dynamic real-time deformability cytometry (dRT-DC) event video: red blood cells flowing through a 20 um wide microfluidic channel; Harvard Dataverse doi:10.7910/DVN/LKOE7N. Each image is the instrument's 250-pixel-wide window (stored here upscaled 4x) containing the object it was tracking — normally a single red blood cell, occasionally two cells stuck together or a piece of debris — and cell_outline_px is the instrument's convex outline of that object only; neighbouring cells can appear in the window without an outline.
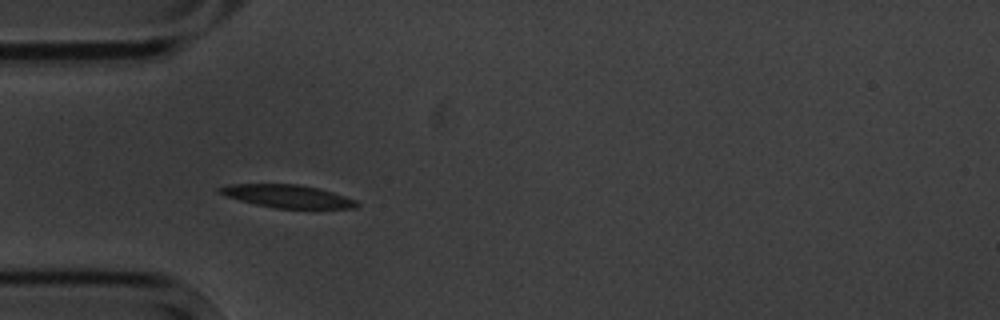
{"species": "common noctule bat (a hibernating species)", "species_latin": "Nyctalus noctula", "temperature_condition": "cold", "stored_images_in_passage": 3, "camera_frame_rate_fps": 3000, "um_per_image_px": 0.085, "animal": {"sex": "male", "body_mass_g": 20.1, "forearm_length_mm": 53.5}, "frame": {"image": 1, "passage_image": 1, "time_ms": 0.0, "image_size_px": [1000, 320], "cell_outline_px": [[360, 204], [356, 208], [276, 208], [256, 204], [224, 196], [216, 192], [216, 188], [232, 184], [296, 184], [316, 188], [332, 192], [356, 200]], "centroid_in_image_um": [24.39, 16.68], "position_along_channel_um": 60.6, "area_um2": 18.15}}
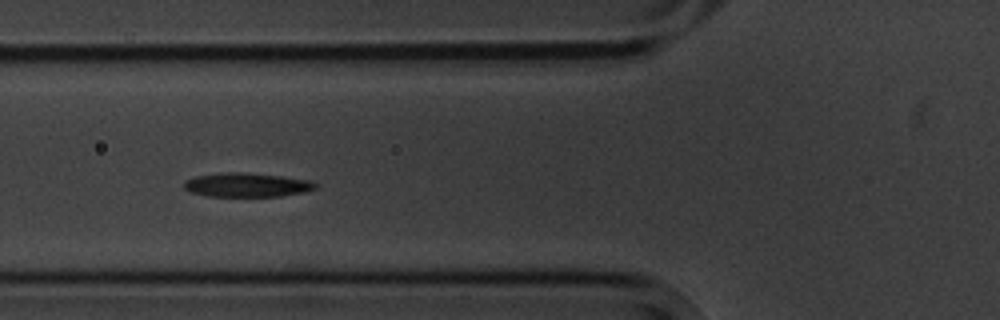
{"frame": {"image": 2, "passage_image": 2, "time_ms": 1.333, "image_size_px": [1000, 320], "cell_outline_px": [[320, 184], [316, 188], [304, 192], [280, 196], [208, 196], [192, 192], [184, 188], [184, 184], [188, 180], [196, 176], [220, 172], [244, 172], [280, 176], [312, 180]], "centroid_in_image_um": [21.04, 15.71], "position_along_channel_um": 104.8, "area_um2": 18.38}}
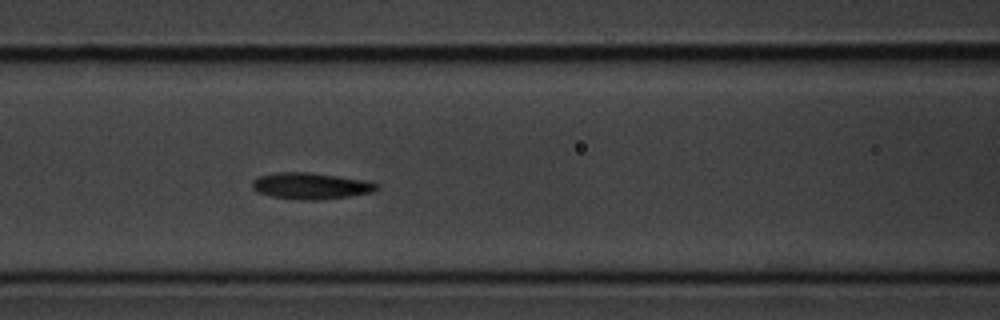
{"frame": {"image": 3, "passage_image": 3, "time_ms": 2.333, "image_size_px": [1000, 320], "cell_outline_px": [[380, 188], [372, 192], [352, 196], [316, 200], [304, 200], [272, 196], [256, 192], [252, 188], [252, 180], [260, 176], [276, 172], [304, 172], [340, 176], [368, 180], [380, 184]], "centroid_in_image_um": [26.46, 15.8], "position_along_channel_um": 140.1, "area_um2": 19.31}}